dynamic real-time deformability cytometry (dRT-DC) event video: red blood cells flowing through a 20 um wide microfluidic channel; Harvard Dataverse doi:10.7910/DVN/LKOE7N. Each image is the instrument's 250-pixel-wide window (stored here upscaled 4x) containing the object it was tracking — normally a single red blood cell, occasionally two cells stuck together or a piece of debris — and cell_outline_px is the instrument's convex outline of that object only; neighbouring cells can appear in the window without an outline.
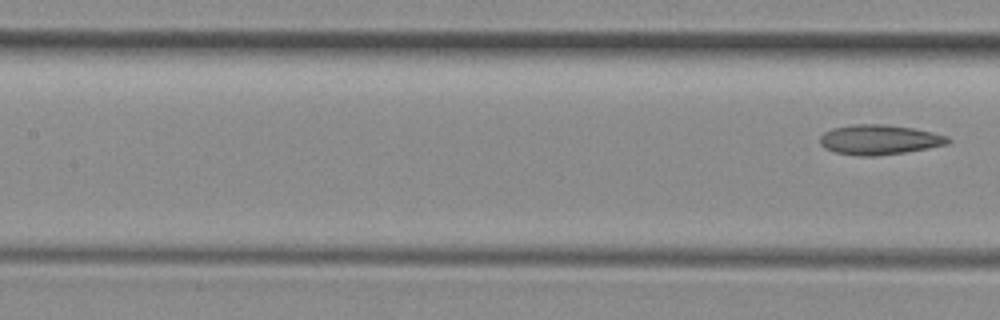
{"species": "common noctule bat (a hibernating species)", "species_latin": "Nyctalus noctula", "temperature_condition": "room temperature", "stored_images_in_passage": 4, "segment_of_instrument_passage": [2, 2], "camera_frame_rate_fps": 3000, "um_per_image_px": 0.085, "animal": {"sex": "female", "body_mass_g": 29.2, "forearm_length_mm": 56.3}, "frame": {"image": 1, "passage_image": 4, "time_ms": 3.667, "image_size_px": [1000, 320], "cell_outline_px": [[952, 140], [948, 144], [928, 148], [904, 152], [876, 156], [856, 156], [832, 152], [824, 148], [820, 144], [820, 136], [824, 132], [832, 128], [856, 124], [884, 124], [912, 128], [932, 132], [948, 136]], "centroid_in_image_um": [74.72, 11.88], "position_along_channel_um": 132.7, "area_um2": 22.43}}